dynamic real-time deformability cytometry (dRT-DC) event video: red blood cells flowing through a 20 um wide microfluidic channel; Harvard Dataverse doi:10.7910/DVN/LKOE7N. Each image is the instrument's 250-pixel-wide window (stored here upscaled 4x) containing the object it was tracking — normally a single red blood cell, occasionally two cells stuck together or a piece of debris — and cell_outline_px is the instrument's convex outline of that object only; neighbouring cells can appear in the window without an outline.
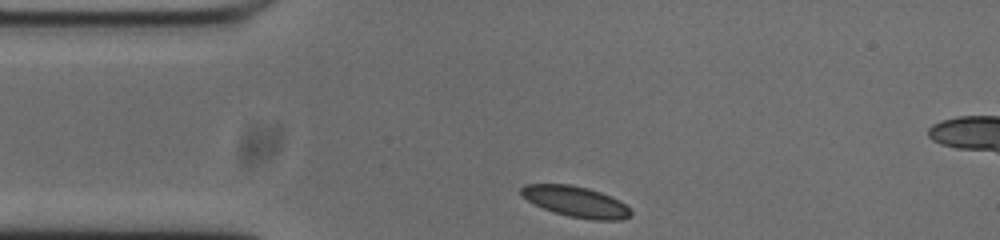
{"species": "common noctule bat (a hibernating species)", "species_latin": "Nyctalus noctula", "temperature_condition": "cold", "stored_images_in_passage": 33, "camera_frame_rate_fps": 3000, "um_per_image_px": 0.085, "animal": {"sex": "male", "body_mass_g": 20.0, "forearm_length_mm": 53.3}, "frame": {"image": 1, "passage_image": 1, "time_ms": 0.0, "image_size_px": [1000, 240], "cell_outline_px": [[632, 212], [624, 220], [592, 220], [568, 216], [552, 212], [528, 200], [520, 192], [520, 188], [524, 184], [568, 184], [588, 188], [600, 192], [624, 204]], "centroid_in_image_um": [48.92, 17.14], "position_along_channel_um": 36.1, "area_um2": 19.36}}
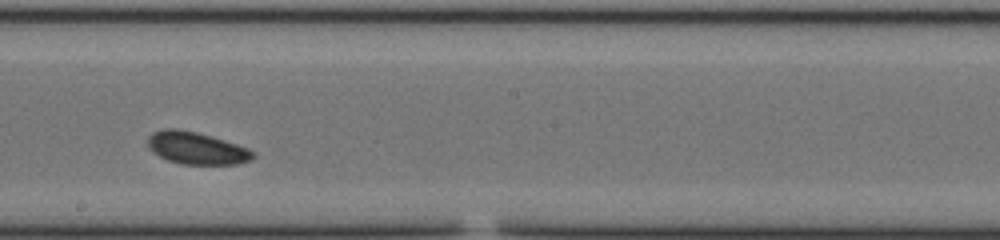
{"frame": {"image": 2, "passage_image": 19, "time_ms": 6.0, "image_size_px": [1000, 240], "cell_outline_px": [[256, 156], [252, 160], [236, 164], [180, 164], [168, 160], [152, 152], [148, 148], [148, 136], [152, 132], [164, 128], [176, 128], [196, 132], [224, 140], [248, 148], [256, 152]], "centroid_in_image_um": [16.7, 12.59], "position_along_channel_um": 231.5, "area_um2": 19.88}}
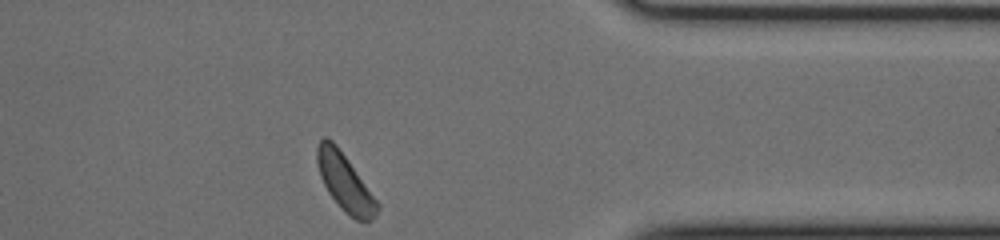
{"frame": {"image": 3, "passage_image": 33, "time_ms": 10.667, "image_size_px": [1000, 240], "cell_outline_px": [[380, 208], [376, 216], [372, 220], [356, 220], [348, 216], [340, 208], [328, 192], [320, 176], [316, 164], [316, 148], [320, 140], [324, 136], [332, 140], [336, 144], [348, 160], [380, 204]], "centroid_in_image_um": [29.31, 15.51], "position_along_channel_um": 382.1, "area_um2": 20.11}, "authors_computed_cell_mechanics": {"area_um2": 19.652, "velocity_mm_per_s": 3.662, "shape_relaxation_time_tau1_ms": 1.0469, "shape_relaxation_time_tau2_ms": 3.7034, "deformation_change_tau1": 0.0404, "deformation_change_tau2": 0.0677}}